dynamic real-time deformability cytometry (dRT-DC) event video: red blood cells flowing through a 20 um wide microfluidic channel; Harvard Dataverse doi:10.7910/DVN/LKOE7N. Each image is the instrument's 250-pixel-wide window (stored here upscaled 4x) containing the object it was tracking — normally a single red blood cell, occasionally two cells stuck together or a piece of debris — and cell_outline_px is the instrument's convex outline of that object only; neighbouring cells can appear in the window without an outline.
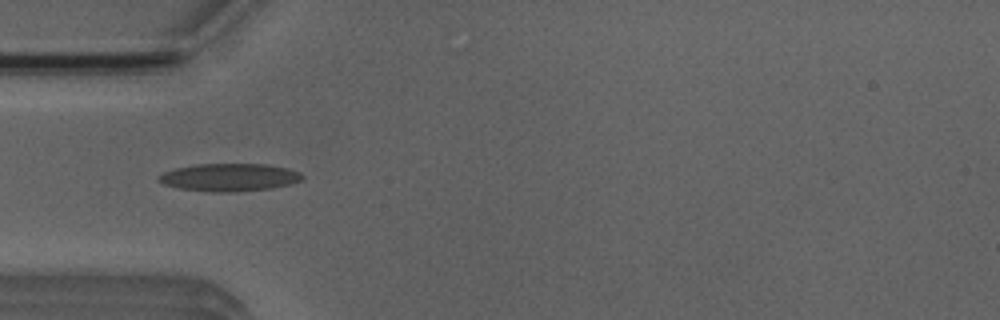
{"species": "Egyptian fruit bat (a non-hibernating species)", "species_latin": "Rousettus aegyptiacus", "temperature_condition": "room temperature", "stored_images_in_passage": 6, "camera_frame_rate_fps": 3000, "um_per_image_px": 0.085, "animal": {"sex": "male"}, "frame": {"image": 1, "passage_image": 4, "time_ms": 3.667, "image_size_px": [1000, 320], "cell_outline_px": [[304, 180], [292, 184], [272, 188], [236, 192], [212, 192], [180, 188], [164, 184], [156, 180], [156, 176], [164, 172], [176, 168], [196, 164], [268, 164], [288, 168], [300, 172], [304, 176]], "centroid_in_image_um": [19.53, 15.07], "position_along_channel_um": 65.5, "area_um2": 23.47}}